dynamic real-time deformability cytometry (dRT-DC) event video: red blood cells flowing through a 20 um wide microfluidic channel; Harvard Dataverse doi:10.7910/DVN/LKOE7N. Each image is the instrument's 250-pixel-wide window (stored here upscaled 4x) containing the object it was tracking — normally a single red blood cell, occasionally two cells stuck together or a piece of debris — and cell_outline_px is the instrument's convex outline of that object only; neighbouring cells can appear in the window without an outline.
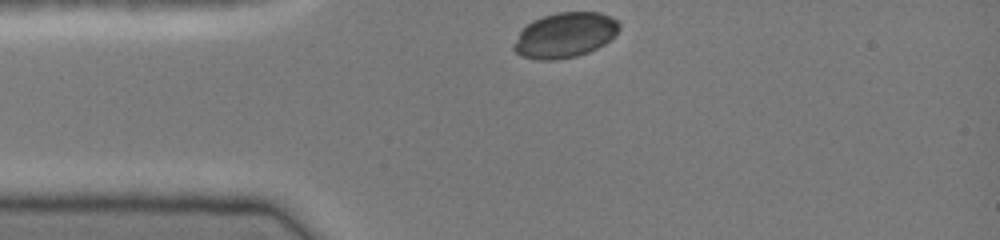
{"species": "common noctule bat (a hibernating species)", "species_latin": "Nyctalus noctula", "temperature_condition": "cold", "stored_images_in_passage": 31, "camera_frame_rate_fps": 3000, "um_per_image_px": 0.085, "animal": {"sex": "female", "body_mass_g": 19.0, "forearm_length_mm": 51.5}, "frame": {"image": 1, "passage_image": 1, "time_ms": 0.0, "image_size_px": [1000, 240], "cell_outline_px": [[620, 28], [604, 44], [588, 52], [576, 56], [556, 60], [536, 60], [524, 56], [516, 52], [512, 48], [520, 32], [532, 20], [556, 12], [600, 12], [616, 20], [620, 24]], "centroid_in_image_um": [48.01, 2.98], "position_along_channel_um": 37.0, "area_um2": 27.4}}
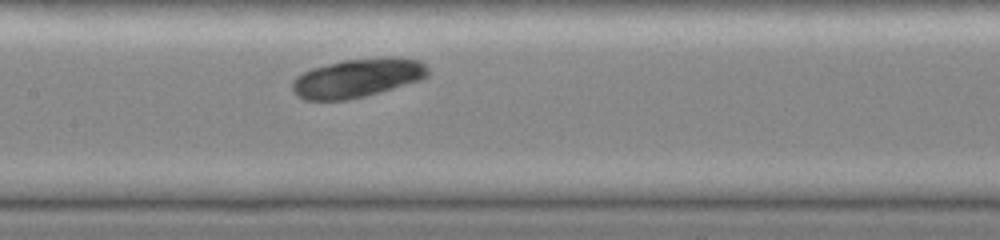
{"frame": {"image": 2, "passage_image": 13, "time_ms": 4.0, "image_size_px": [1000, 240], "cell_outline_px": [[428, 76], [420, 80], [380, 92], [348, 100], [304, 100], [296, 96], [292, 92], [292, 80], [296, 76], [312, 68], [344, 60], [384, 56], [392, 56], [420, 60], [428, 68]], "centroid_in_image_um": [30.37, 6.62], "position_along_channel_um": 177.0, "area_um2": 30.92}}
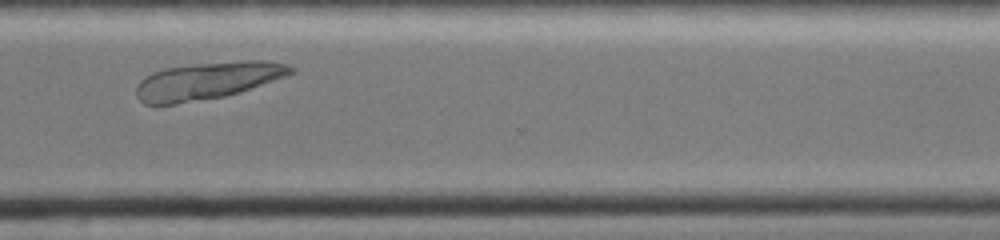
{"frame": {"image": 3, "passage_image": 26, "time_ms": 8.333, "image_size_px": [1000, 240], "cell_outline_px": [[296, 68], [288, 76], [224, 96], [176, 104], [144, 104], [136, 96], [136, 84], [144, 76], [152, 72], [164, 68], [196, 64], [240, 60], [264, 60], [288, 64]], "centroid_in_image_um": [17.62, 6.85], "position_along_channel_um": 353.0, "area_um2": 33.52}}